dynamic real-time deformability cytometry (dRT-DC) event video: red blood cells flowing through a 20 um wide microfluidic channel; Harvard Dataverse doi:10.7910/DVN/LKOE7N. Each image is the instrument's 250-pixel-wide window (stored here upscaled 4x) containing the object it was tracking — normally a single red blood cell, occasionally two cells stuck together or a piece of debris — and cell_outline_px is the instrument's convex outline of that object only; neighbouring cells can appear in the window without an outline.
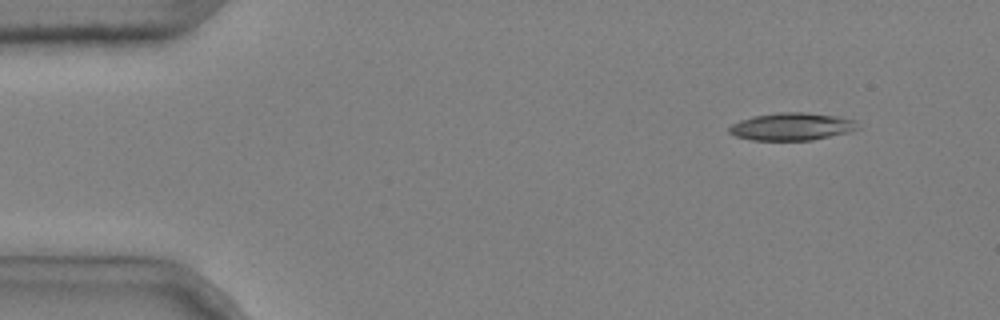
{"species": "common noctule bat (a hibernating species)", "species_latin": "Nyctalus noctula", "temperature_condition": "cold", "stored_images_in_passage": 5, "camera_frame_rate_fps": 3000, "um_per_image_px": 0.085, "animal": {"sex": "male", "body_mass_g": 20.4}, "frame": {"image": 1, "passage_image": 1, "time_ms": 0.0, "image_size_px": [1000, 320], "cell_outline_px": [[860, 128], [848, 132], [812, 140], [752, 140], [736, 136], [728, 132], [728, 128], [732, 124], [740, 120], [752, 116], [780, 112], [804, 112], [840, 116], [856, 120]], "centroid_in_image_um": [67.32, 10.75], "position_along_channel_um": 17.7, "area_um2": 20.75}}